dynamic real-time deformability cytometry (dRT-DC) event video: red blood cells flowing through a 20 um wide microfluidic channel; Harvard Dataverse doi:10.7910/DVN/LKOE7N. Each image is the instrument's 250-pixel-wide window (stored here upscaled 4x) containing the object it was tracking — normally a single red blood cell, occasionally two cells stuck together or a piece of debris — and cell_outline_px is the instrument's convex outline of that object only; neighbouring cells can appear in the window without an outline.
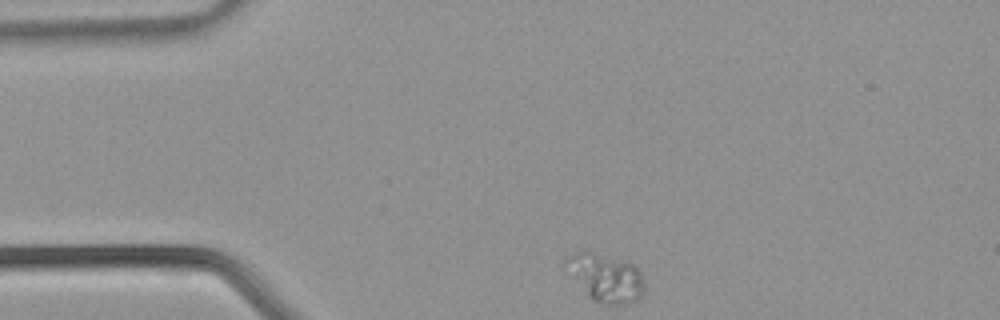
{"species": "common noctule bat (a hibernating species)", "species_latin": "Nyctalus noctula", "temperature_condition": "warm", "stored_images_in_passage": 25, "camera_frame_rate_fps": 3000, "um_per_image_px": 0.085, "animal": {"sex": "male", "body_mass_g": 21.5, "forearm_length_mm": 52.0}, "frame": {"image": 1, "passage_image": 1, "time_ms": 0.0, "image_size_px": [1000, 320], "cell_outline_px": [[644, 292], [636, 300], [624, 304], [600, 304], [592, 300], [588, 296], [564, 264], [564, 260], [568, 256], [576, 252], [592, 252], [636, 264], [644, 280]], "centroid_in_image_um": [51.52, 23.61], "position_along_channel_um": 33.5, "area_um2": 21.62}}
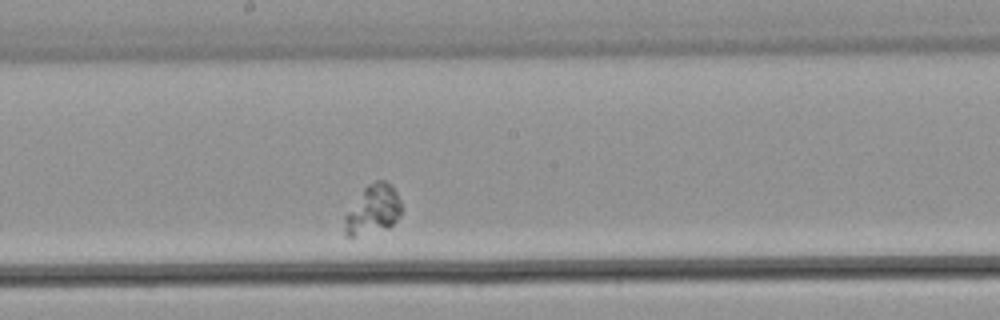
{"frame": {"image": 2, "passage_image": 15, "time_ms": 4.667, "image_size_px": [1000, 320], "cell_outline_px": [[400, 216], [388, 228], [352, 236], [348, 236], [344, 232], [344, 216], [364, 188], [368, 184], [376, 180], [384, 180], [396, 192], [400, 200]], "centroid_in_image_um": [31.69, 17.82], "position_along_channel_um": 216.5, "area_um2": 15.9}}
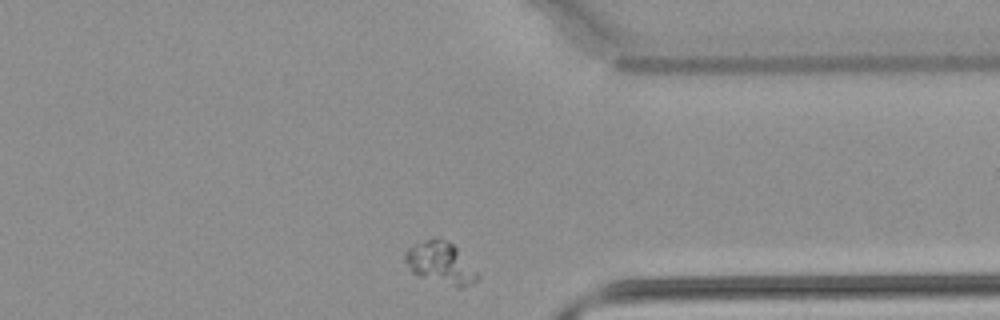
{"frame": {"image": 3, "passage_image": 25, "time_ms": 8.0, "image_size_px": [1000, 320], "cell_outline_px": [[480, 276], [472, 284], [460, 288], [456, 288], [416, 276], [408, 268], [404, 260], [404, 252], [408, 248], [416, 244], [428, 240], [448, 240], [456, 248]], "centroid_in_image_um": [37.41, 22.42], "position_along_channel_um": 374.0, "area_um2": 17.51}}